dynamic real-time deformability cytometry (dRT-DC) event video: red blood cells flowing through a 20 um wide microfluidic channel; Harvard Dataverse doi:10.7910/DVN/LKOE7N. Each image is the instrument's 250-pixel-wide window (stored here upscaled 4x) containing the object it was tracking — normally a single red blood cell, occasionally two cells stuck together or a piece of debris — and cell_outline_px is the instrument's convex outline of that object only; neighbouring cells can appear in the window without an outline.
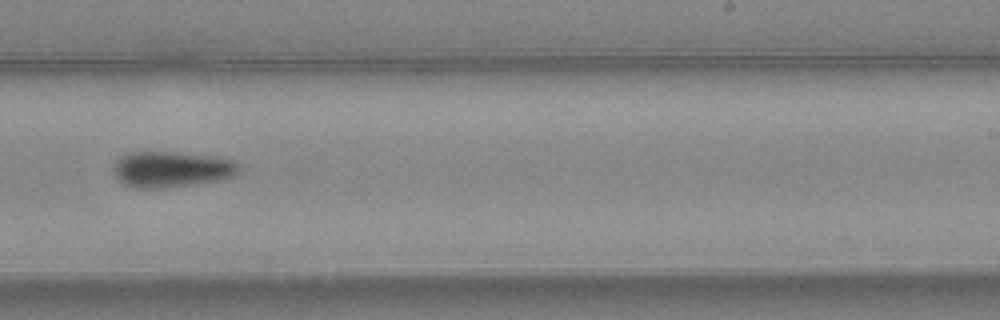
{"species": "common noctule bat (a hibernating species)", "species_latin": "Nyctalus noctula", "temperature_condition": "warm", "stored_images_in_passage": 13, "camera_frame_rate_fps": 3000, "um_per_image_px": 0.085, "animal": {"sex": "female", "body_mass_g": 24.6, "forearm_length_mm": 56.2}, "frame": {"image": 1, "passage_image": 8, "time_ms": 2.333, "image_size_px": [1000, 320], "cell_outline_px": [[240, 172], [236, 176], [220, 180], [164, 188], [136, 188], [124, 184], [112, 172], [112, 168], [116, 160], [120, 156], [132, 152], [180, 152], [216, 156], [236, 160], [240, 164]], "centroid_in_image_um": [14.63, 14.38], "position_along_channel_um": 274.4, "area_um2": 26.7}}
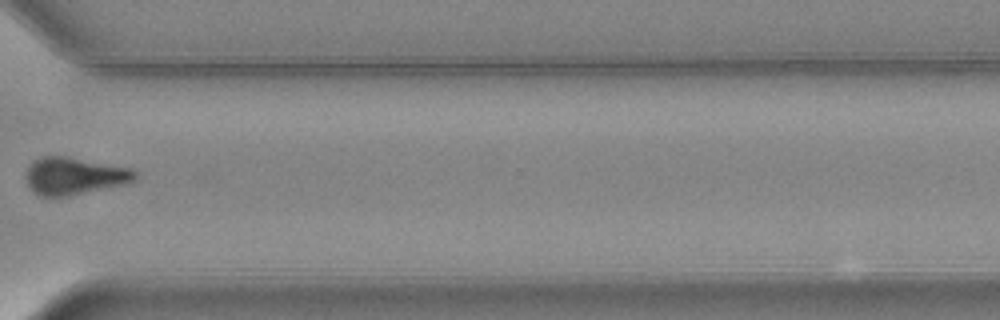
{"frame": {"image": 2, "passage_image": 10, "time_ms": 3.0, "image_size_px": [1000, 320], "cell_outline_px": [[140, 176], [132, 184], [68, 196], [36, 196], [28, 188], [24, 180], [24, 172], [28, 164], [32, 160], [40, 156], [64, 156], [132, 168]], "centroid_in_image_um": [6.3, 14.97], "position_along_channel_um": 364.3, "area_um2": 24.74}}
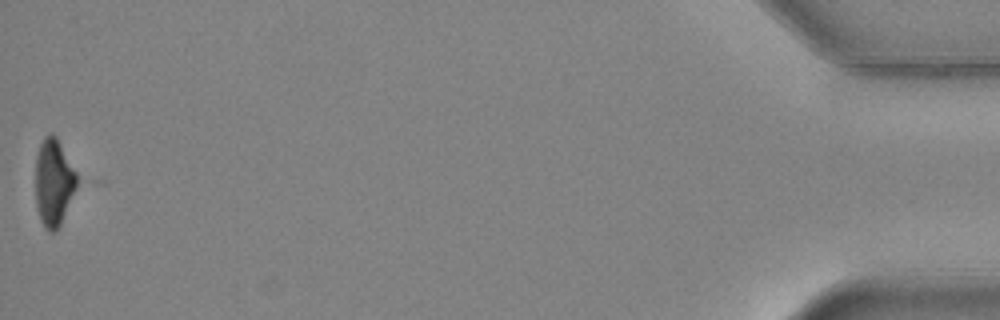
{"frame": {"image": 3, "passage_image": 13, "time_ms": 4.0, "image_size_px": [1000, 320], "cell_outline_px": [[76, 188], [60, 224], [56, 232], [48, 232], [44, 228], [40, 220], [36, 208], [36, 156], [40, 144], [44, 136], [48, 132], [52, 132], [56, 136], [76, 172]], "centroid_in_image_um": [4.53, 15.5], "position_along_channel_um": 430.7, "area_um2": 20.92}}